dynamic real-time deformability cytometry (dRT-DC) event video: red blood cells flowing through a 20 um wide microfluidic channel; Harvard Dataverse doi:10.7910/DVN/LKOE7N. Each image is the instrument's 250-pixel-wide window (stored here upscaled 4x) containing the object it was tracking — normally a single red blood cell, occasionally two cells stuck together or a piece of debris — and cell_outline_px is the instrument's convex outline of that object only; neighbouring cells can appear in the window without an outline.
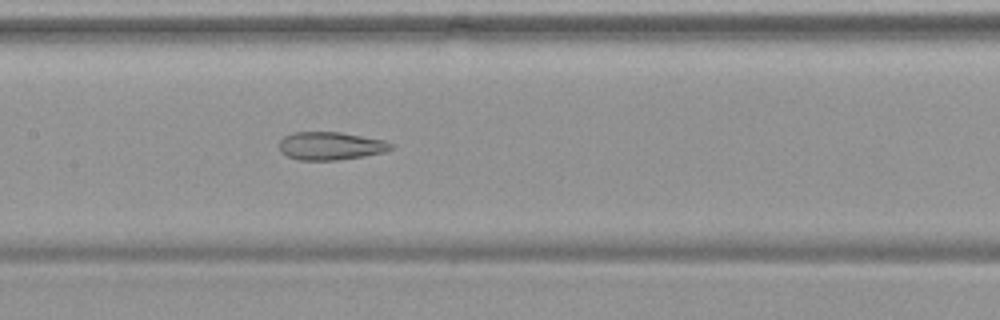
{"species": "common noctule bat (a hibernating species)", "species_latin": "Nyctalus noctula", "temperature_condition": "warm", "stored_images_in_passage": 48, "camera_frame_rate_fps": 3000, "um_per_image_px": 0.085, "animal": {"sex": "female", "body_mass_g": 19.9}, "frame": {"image": 1, "passage_image": 27, "time_ms": 8.667, "image_size_px": [1000, 320], "cell_outline_px": [[392, 148], [384, 152], [364, 156], [336, 160], [300, 160], [288, 156], [280, 152], [280, 140], [284, 136], [292, 132], [340, 132], [384, 140], [392, 144]], "centroid_in_image_um": [28.08, 12.4], "position_along_channel_um": 179.3, "area_um2": 18.15}}
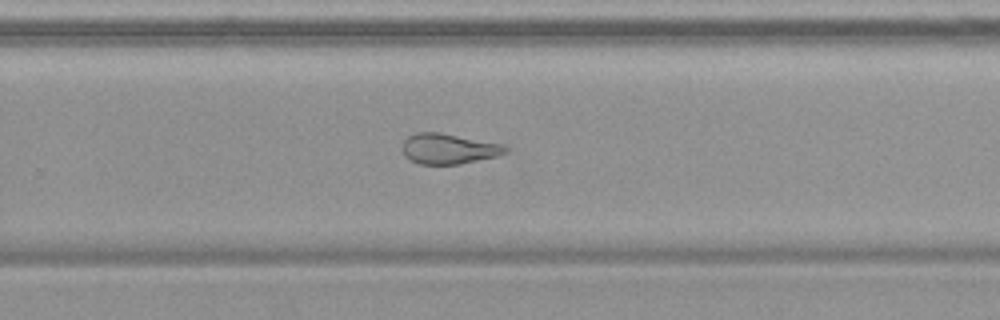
{"frame": {"image": 2, "passage_image": 36, "time_ms": 11.667, "image_size_px": [1000, 320], "cell_outline_px": [[508, 152], [496, 156], [460, 164], [420, 164], [404, 156], [404, 140], [408, 136], [416, 132], [440, 132], [500, 144], [508, 148]], "centroid_in_image_um": [38.12, 12.64], "position_along_channel_um": 291.7, "area_um2": 17.98}}
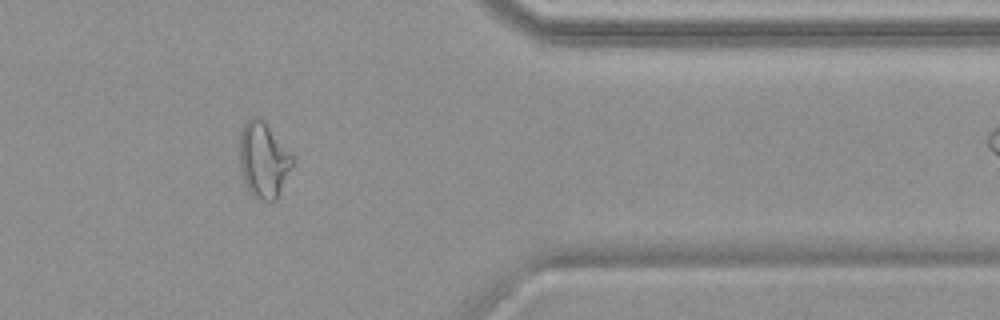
{"frame": {"image": 3, "passage_image": 45, "time_ms": 14.667, "image_size_px": [1000, 320], "cell_outline_px": [[296, 160], [276, 200], [260, 200], [252, 196], [248, 192], [240, 168], [240, 132], [244, 124], [252, 116], [260, 116], [264, 120], [296, 156]], "centroid_in_image_um": [22.43, 13.57], "position_along_channel_um": 389.0, "area_um2": 23.93}}